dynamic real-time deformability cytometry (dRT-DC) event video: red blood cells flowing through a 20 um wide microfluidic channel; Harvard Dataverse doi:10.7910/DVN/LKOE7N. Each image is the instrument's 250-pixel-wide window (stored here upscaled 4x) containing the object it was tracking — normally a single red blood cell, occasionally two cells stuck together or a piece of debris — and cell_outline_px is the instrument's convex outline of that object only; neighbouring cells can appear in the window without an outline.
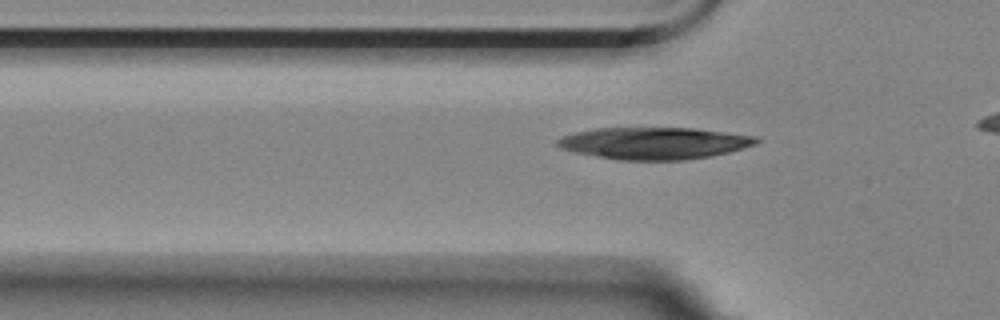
{"species": "Egyptian fruit bat (a non-hibernating species)", "species_latin": "Rousettus aegyptiacus", "temperature_condition": "room temperature", "stored_images_in_passage": 30, "camera_frame_rate_fps": 3000, "um_per_image_px": 0.085, "animal": {"sex": "female"}, "frame": {"image": 1, "passage_image": 2, "time_ms": 0.333, "image_size_px": [1000, 320], "cell_outline_px": [[760, 140], [756, 144], [728, 152], [712, 156], [684, 160], [620, 160], [576, 152], [560, 148], [556, 144], [556, 140], [560, 136], [576, 132], [596, 128], [696, 128], [756, 136]], "centroid_in_image_um": [55.61, 12.16], "position_along_channel_um": 70.2, "area_um2": 36.99}}
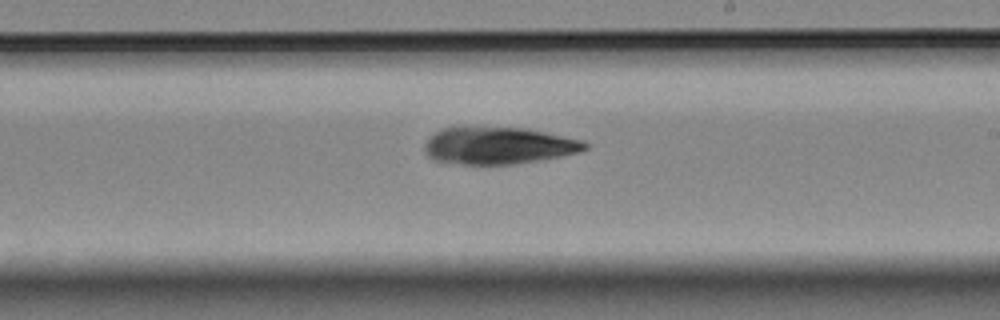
{"frame": {"image": 2, "passage_image": 17, "time_ms": 5.333, "image_size_px": [1000, 320], "cell_outline_px": [[588, 148], [576, 152], [560, 156], [512, 164], [460, 164], [432, 160], [424, 152], [424, 144], [428, 136], [440, 128], [464, 124], [528, 128], [584, 140], [588, 144]], "centroid_in_image_um": [42.26, 12.32], "position_along_channel_um": 246.7, "area_um2": 35.78}}
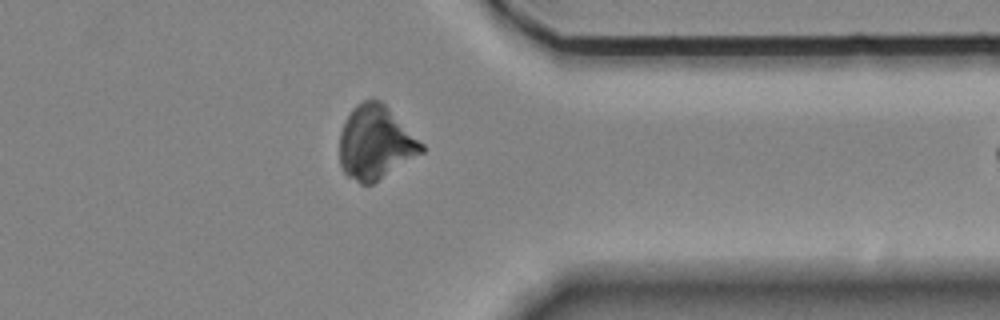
{"frame": {"image": 3, "passage_image": 29, "time_ms": 9.333, "image_size_px": [1000, 320], "cell_outline_px": [[424, 152], [372, 184], [360, 184], [348, 176], [340, 168], [340, 132], [344, 120], [352, 108], [356, 104], [372, 96], [380, 100], [424, 144]], "centroid_in_image_um": [31.89, 12.11], "position_along_channel_um": 379.5, "area_um2": 35.32}}